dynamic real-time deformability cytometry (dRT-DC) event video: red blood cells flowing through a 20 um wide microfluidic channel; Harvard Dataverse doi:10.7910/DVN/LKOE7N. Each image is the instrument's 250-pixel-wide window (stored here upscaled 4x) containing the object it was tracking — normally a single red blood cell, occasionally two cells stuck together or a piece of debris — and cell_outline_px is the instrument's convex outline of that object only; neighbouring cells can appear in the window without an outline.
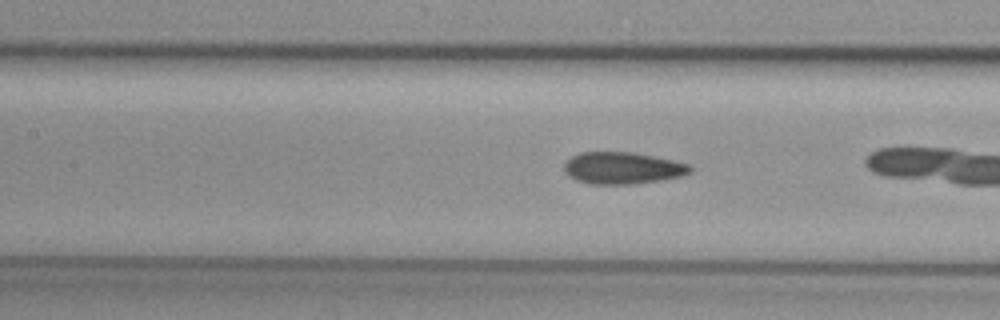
{"species": "common noctule bat (a hibernating species)", "species_latin": "Nyctalus noctula", "temperature_condition": "cold", "stored_images_in_passage": 15, "camera_frame_rate_fps": 3000, "um_per_image_px": 0.085, "animal": {"sex": "female", "body_mass_g": 29.2, "forearm_length_mm": 56.3}, "frame": {"image": 1, "passage_image": 11, "time_ms": 3.333, "image_size_px": [1000, 320], "cell_outline_px": [[692, 172], [680, 176], [660, 180], [632, 184], [592, 184], [576, 180], [568, 176], [564, 172], [564, 164], [572, 156], [580, 152], [632, 152], [672, 160], [688, 164], [692, 168]], "centroid_in_image_um": [52.88, 14.28], "position_along_channel_um": 154.5, "area_um2": 23.29}}